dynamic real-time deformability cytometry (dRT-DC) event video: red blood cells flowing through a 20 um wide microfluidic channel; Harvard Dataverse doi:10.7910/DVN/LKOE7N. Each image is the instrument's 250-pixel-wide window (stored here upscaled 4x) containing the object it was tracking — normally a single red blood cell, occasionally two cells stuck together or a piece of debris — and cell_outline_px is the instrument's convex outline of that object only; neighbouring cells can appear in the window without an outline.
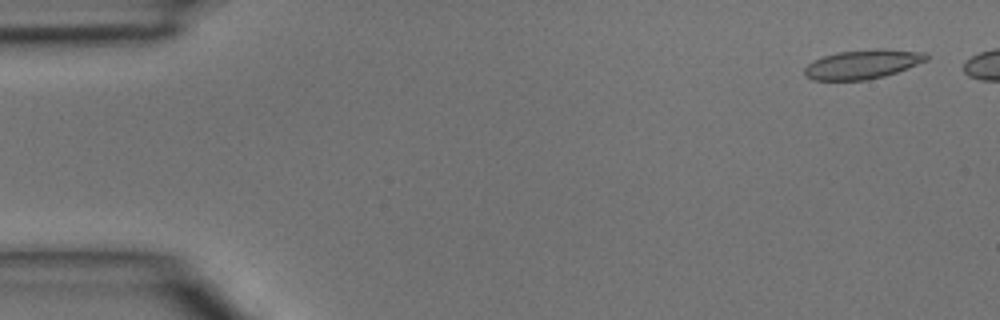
{"species": "common noctule bat (a hibernating species)", "species_latin": "Nyctalus noctula", "temperature_condition": "room temperature", "stored_images_in_passage": 7, "camera_frame_rate_fps": 3000, "um_per_image_px": 0.085, "animal": {"sex": "male", "body_mass_g": 15.6}, "frame": {"image": 1, "passage_image": 1, "time_ms": 0.0, "image_size_px": [1000, 320], "cell_outline_px": [[928, 60], [908, 68], [884, 76], [864, 80], [812, 80], [804, 76], [804, 68], [812, 60], [836, 52], [876, 48], [884, 48], [924, 52], [928, 56]], "centroid_in_image_um": [73.31, 5.45], "position_along_channel_um": 11.7, "area_um2": 20.92}}
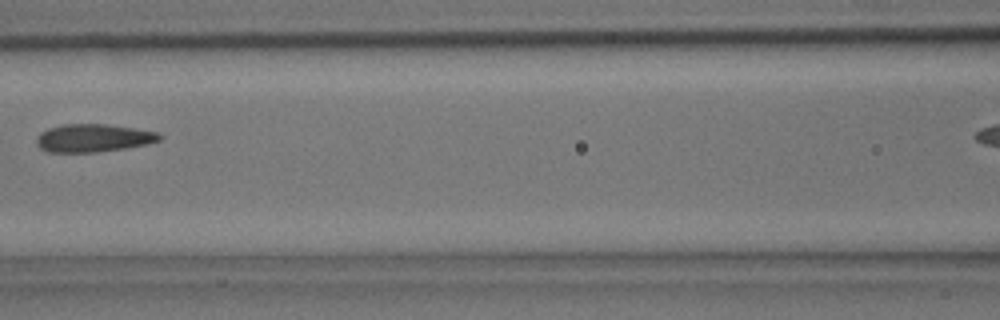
{"frame": {"image": 2, "passage_image": 6, "time_ms": 1.667, "image_size_px": [1000, 320], "cell_outline_px": [[164, 136], [160, 140], [144, 144], [124, 148], [96, 152], [48, 152], [40, 148], [36, 144], [36, 136], [40, 132], [48, 128], [64, 124], [104, 124], [132, 128], [156, 132]], "centroid_in_image_um": [7.87, 11.73], "position_along_channel_um": 158.7, "area_um2": 19.88}}